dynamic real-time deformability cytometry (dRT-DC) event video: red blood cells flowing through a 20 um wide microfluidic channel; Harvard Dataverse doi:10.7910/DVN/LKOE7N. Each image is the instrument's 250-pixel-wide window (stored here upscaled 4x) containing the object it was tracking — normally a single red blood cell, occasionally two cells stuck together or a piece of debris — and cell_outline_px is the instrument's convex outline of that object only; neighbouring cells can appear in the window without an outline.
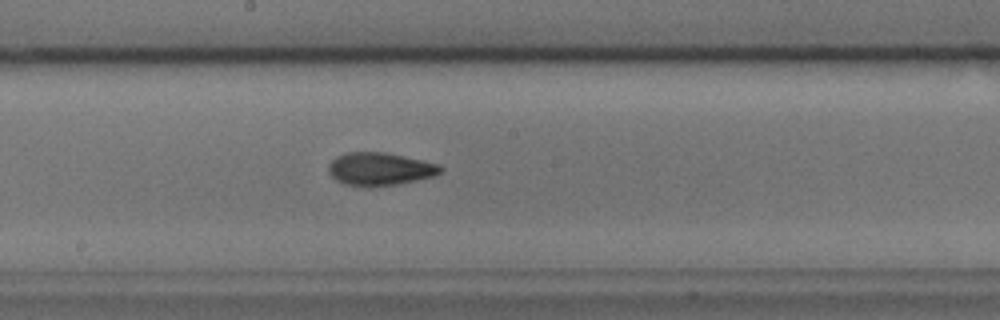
{"species": "common noctule bat (a hibernating species)", "species_latin": "Nyctalus noctula", "temperature_condition": "cold", "stored_images_in_passage": 40, "camera_frame_rate_fps": 3000, "um_per_image_px": 0.085, "animal": {"sex": "male", "body_mass_g": 17.9, "forearm_length_mm": 54.2}, "frame": {"image": 1, "passage_image": 18, "time_ms": 5.667, "image_size_px": [1000, 320], "cell_outline_px": [[444, 168], [440, 172], [432, 176], [416, 180], [396, 184], [344, 184], [336, 180], [328, 172], [328, 164], [336, 156], [348, 152], [384, 152], [420, 160], [436, 164]], "centroid_in_image_um": [32.24, 14.33], "position_along_channel_um": 216.0, "area_um2": 20.63}, "authors_computed_cell_mechanics": {"area_um2": 21.0103, "velocity_mm_per_s": 3.782, "shape_relaxation_time_tau1_ms": 3.7162, "shape_relaxation_time_tau2_ms": 2.2708, "deformation_change_tau1": 0.1328, "deformation_change_tau2": 0.0902}}